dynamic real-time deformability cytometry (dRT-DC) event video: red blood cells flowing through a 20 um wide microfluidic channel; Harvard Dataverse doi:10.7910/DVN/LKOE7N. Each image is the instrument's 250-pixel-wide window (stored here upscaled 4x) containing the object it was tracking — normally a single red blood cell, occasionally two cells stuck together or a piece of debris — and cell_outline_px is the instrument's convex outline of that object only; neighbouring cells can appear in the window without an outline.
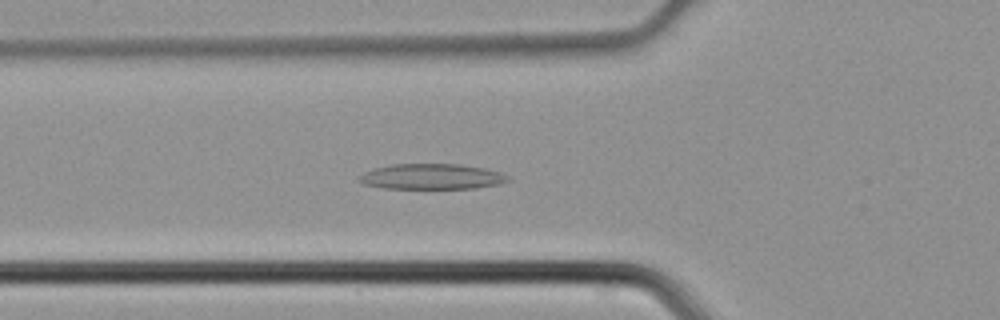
{"species": "common noctule bat (a hibernating species)", "species_latin": "Nyctalus noctula", "temperature_condition": "cold", "stored_images_in_passage": 44, "camera_frame_rate_fps": 3000, "um_per_image_px": 0.085, "animal": {"sex": "male", "body_mass_g": 21.5, "forearm_length_mm": 52.0}, "frame": {"image": 1, "passage_image": 15, "time_ms": 4.667, "image_size_px": [1000, 320], "cell_outline_px": [[512, 180], [500, 184], [476, 188], [380, 188], [364, 184], [356, 180], [364, 172], [372, 168], [388, 164], [460, 164], [484, 168], [500, 172], [512, 176]], "centroid_in_image_um": [36.71, 15.0], "position_along_channel_um": 89.1, "area_um2": 22.43}}
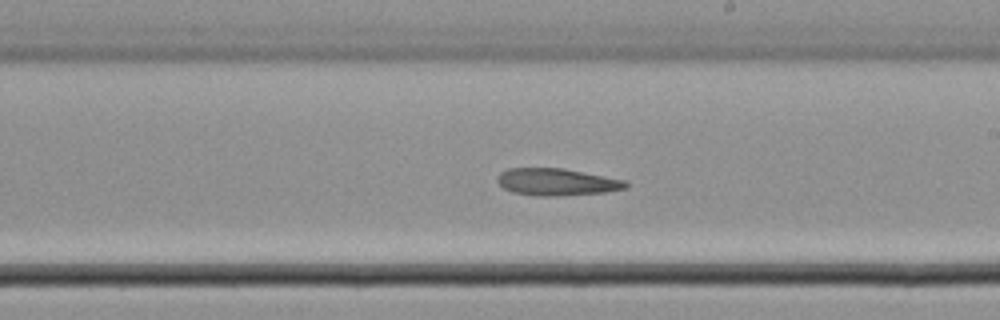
{"frame": {"image": 2, "passage_image": 25, "time_ms": 8.0, "image_size_px": [1000, 320], "cell_outline_px": [[628, 188], [604, 192], [556, 196], [536, 196], [512, 192], [504, 188], [496, 180], [500, 172], [508, 168], [564, 168], [628, 180]], "centroid_in_image_um": [47.35, 15.46], "position_along_channel_um": 241.6, "area_um2": 20.46}}
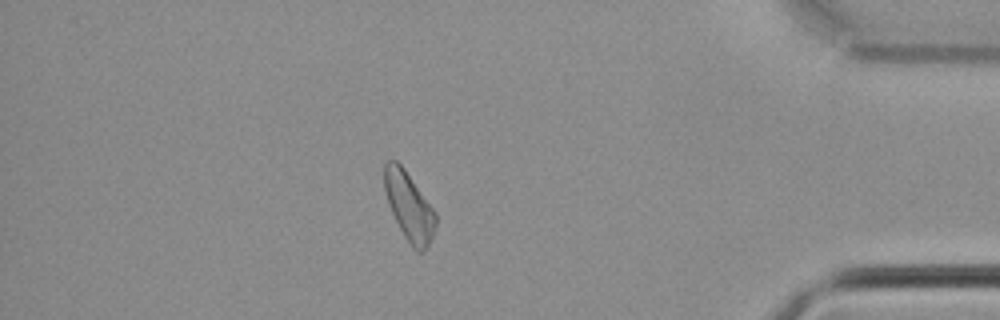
{"frame": {"image": 3, "passage_image": 38, "time_ms": 12.333, "image_size_px": [1000, 320], "cell_outline_px": [[436, 224], [432, 236], [428, 244], [420, 252], [416, 252], [412, 248], [404, 236], [388, 204], [384, 192], [384, 164], [388, 160], [396, 160], [404, 168], [436, 212]], "centroid_in_image_um": [34.75, 17.52], "position_along_channel_um": 400.4, "area_um2": 20.23}}